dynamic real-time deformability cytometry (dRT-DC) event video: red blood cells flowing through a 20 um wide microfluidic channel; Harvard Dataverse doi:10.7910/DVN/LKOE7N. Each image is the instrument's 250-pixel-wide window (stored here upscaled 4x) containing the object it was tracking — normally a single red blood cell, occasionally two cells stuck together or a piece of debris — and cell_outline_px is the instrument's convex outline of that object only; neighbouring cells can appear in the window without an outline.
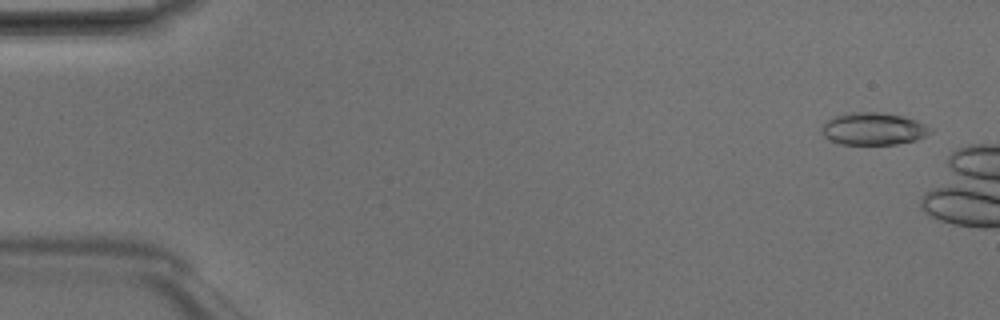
{"species": "Egyptian fruit bat (a non-hibernating species)", "species_latin": "Rousettus aegyptiacus", "temperature_condition": "room temperature", "stored_images_in_passage": 6, "camera_frame_rate_fps": 3000, "um_per_image_px": 0.085, "animal": {"sex": "male"}, "frame": {"image": 1, "passage_image": 1, "time_ms": 0.0, "image_size_px": [1000, 320], "cell_outline_px": [[932, 132], [916, 140], [896, 144], [840, 144], [828, 140], [820, 132], [820, 128], [832, 116], [852, 112], [884, 112], [904, 116], [916, 120], [932, 128]], "centroid_in_image_um": [74.21, 10.94], "position_along_channel_um": 10.8, "area_um2": 20.69}}